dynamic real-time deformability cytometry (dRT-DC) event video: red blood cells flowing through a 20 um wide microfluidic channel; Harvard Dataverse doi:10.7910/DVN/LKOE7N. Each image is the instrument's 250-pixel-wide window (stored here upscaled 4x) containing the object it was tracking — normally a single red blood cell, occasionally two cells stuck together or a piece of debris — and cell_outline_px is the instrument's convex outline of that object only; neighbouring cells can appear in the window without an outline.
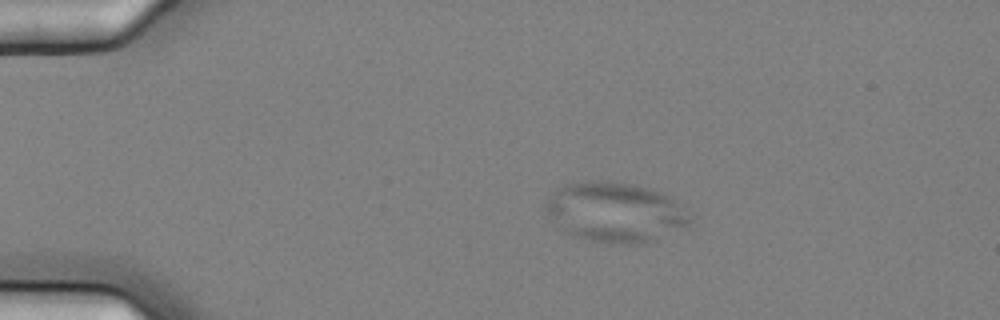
{"species": "common noctule bat (a hibernating species)", "species_latin": "Nyctalus noctula", "temperature_condition": "cold", "stored_images_in_passage": 6, "camera_frame_rate_fps": 3000, "um_per_image_px": 0.085, "animal": {"sex": "female", "body_mass_g": 25.1}, "frame": {"image": 1, "passage_image": 3, "time_ms": 0.667, "image_size_px": [1000, 320], "cell_outline_px": [[688, 224], [644, 244], [608, 244], [572, 236], [556, 228], [544, 208], [544, 204], [552, 192], [556, 188], [564, 184], [588, 180], [600, 180], [628, 184], [648, 188], [660, 192], [668, 196], [672, 200], [688, 220]], "centroid_in_image_um": [52.11, 18.04], "position_along_channel_um": 32.9, "area_um2": 49.77}}